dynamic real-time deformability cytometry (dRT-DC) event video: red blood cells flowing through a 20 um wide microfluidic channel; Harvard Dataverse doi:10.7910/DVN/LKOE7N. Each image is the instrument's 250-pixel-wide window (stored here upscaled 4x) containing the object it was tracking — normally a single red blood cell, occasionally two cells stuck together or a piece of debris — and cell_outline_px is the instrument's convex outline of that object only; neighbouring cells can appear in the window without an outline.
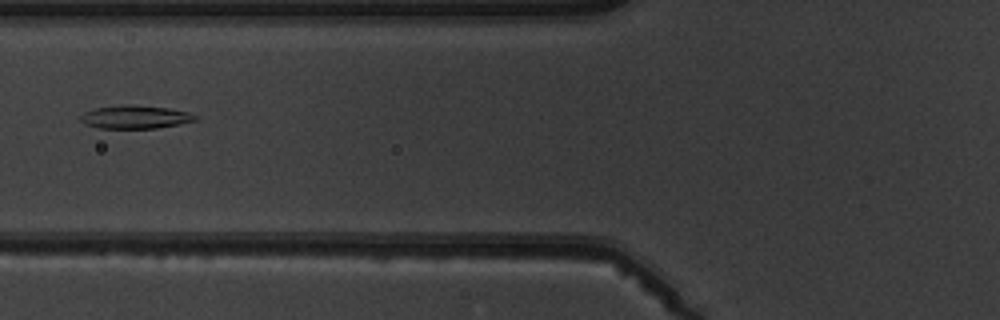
{"species": "common noctule bat (a hibernating species)", "species_latin": "Nyctalus noctula", "temperature_condition": "warm", "stored_images_in_passage": 3, "camera_frame_rate_fps": 3000, "um_per_image_px": 0.085, "animal": {"sex": "male", "body_mass_g": 19.5, "forearm_length_mm": 54.6}, "frame": {"image": 1, "passage_image": 2, "time_ms": 1.333, "image_size_px": [1000, 320], "cell_outline_px": [[196, 120], [180, 124], [156, 128], [100, 128], [84, 124], [80, 120], [80, 116], [84, 112], [96, 108], [120, 104], [136, 104], [168, 108], [188, 112], [196, 116]], "centroid_in_image_um": [11.46, 9.93], "position_along_channel_um": 114.3, "area_um2": 15.61}}
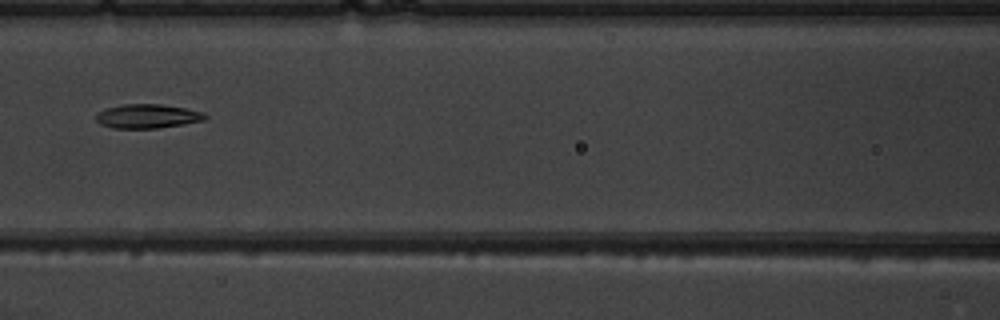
{"frame": {"image": 2, "passage_image": 3, "time_ms": 2.333, "image_size_px": [1000, 320], "cell_outline_px": [[208, 116], [204, 120], [184, 124], [156, 128], [112, 128], [100, 124], [96, 120], [96, 112], [120, 104], [160, 104], [184, 108], [204, 112]], "centroid_in_image_um": [12.52, 9.87], "position_along_channel_um": 154.1, "area_um2": 15.32}}